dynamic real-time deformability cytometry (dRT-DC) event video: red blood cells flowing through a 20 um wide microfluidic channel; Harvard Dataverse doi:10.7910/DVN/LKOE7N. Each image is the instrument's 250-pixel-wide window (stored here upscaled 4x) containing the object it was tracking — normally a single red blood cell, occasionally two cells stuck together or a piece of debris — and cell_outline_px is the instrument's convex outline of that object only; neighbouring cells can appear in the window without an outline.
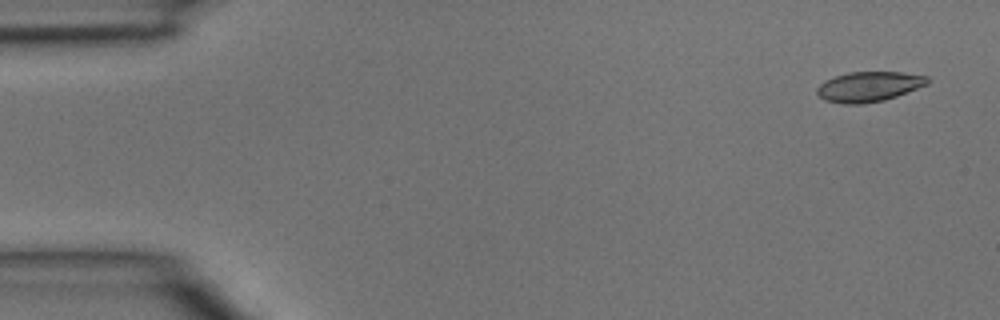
{"species": "common noctule bat (a hibernating species)", "species_latin": "Nyctalus noctula", "temperature_condition": "room temperature", "stored_images_in_passage": 4, "camera_frame_rate_fps": 3000, "um_per_image_px": 0.085, "animal": {"sex": "male", "body_mass_g": 15.6}, "frame": {"image": 1, "passage_image": 1, "time_ms": 0.0, "image_size_px": [1000, 320], "cell_outline_px": [[932, 80], [928, 84], [896, 96], [884, 100], [860, 104], [844, 104], [824, 100], [816, 92], [816, 88], [824, 80], [848, 72], [900, 72], [928, 76]], "centroid_in_image_um": [73.86, 7.36], "position_along_channel_um": 11.1, "area_um2": 19.36}}